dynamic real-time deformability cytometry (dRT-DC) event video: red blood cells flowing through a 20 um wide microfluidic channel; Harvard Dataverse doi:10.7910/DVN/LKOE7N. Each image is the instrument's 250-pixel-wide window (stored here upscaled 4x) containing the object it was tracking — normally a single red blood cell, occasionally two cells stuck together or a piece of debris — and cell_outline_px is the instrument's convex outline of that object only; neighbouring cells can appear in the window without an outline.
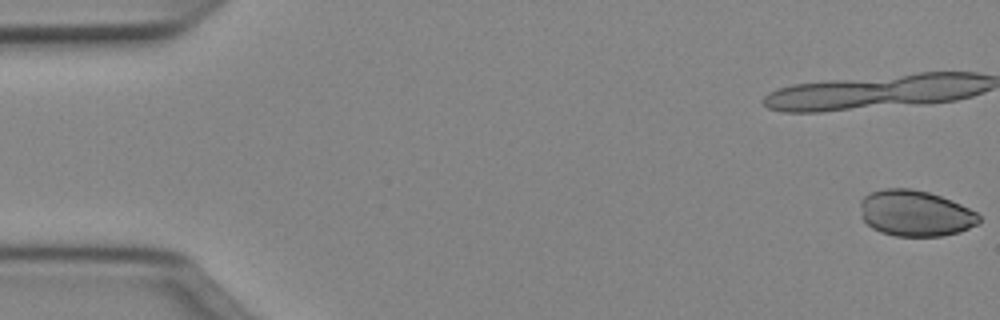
{"species": "Egyptian fruit bat (a non-hibernating species)", "species_latin": "Rousettus aegyptiacus", "temperature_condition": "cold", "stored_images_in_passage": 50, "camera_frame_rate_fps": 3000, "um_per_image_px": 0.085, "animal": {"sex": "female"}, "frame": {"image": 1, "passage_image": 1, "time_ms": 0.0, "image_size_px": [1000, 320], "cell_outline_px": [[980, 224], [960, 232], [940, 236], [896, 236], [880, 232], [872, 228], [860, 216], [860, 200], [864, 196], [872, 192], [884, 188], [912, 188], [928, 192], [940, 196], [960, 204], [976, 212], [980, 216]], "centroid_in_image_um": [77.79, 18.13], "position_along_channel_um": 7.2, "area_um2": 32.02}}